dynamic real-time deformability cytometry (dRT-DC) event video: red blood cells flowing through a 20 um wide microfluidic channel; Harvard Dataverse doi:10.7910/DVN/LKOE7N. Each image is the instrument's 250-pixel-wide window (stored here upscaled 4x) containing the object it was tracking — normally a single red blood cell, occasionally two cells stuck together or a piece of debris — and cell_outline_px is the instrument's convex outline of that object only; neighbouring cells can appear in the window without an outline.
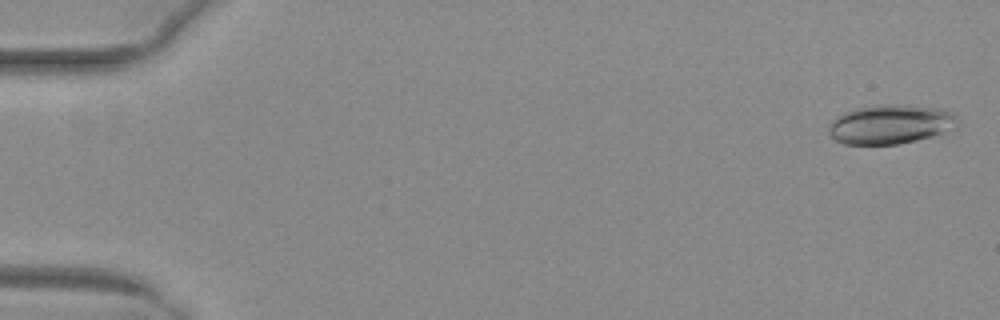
{"species": "common noctule bat (a hibernating species)", "species_latin": "Nyctalus noctula", "temperature_condition": "warm", "stored_images_in_passage": 52, "camera_frame_rate_fps": 3000, "um_per_image_px": 0.085, "animal": {"sex": "female", "body_mass_g": 29.2, "forearm_length_mm": 56.3}, "frame": {"image": 1, "passage_image": 2, "time_ms": 0.333, "image_size_px": [1000, 320], "cell_outline_px": [[960, 124], [956, 128], [932, 136], [916, 140], [896, 144], [844, 144], [836, 140], [828, 132], [828, 128], [840, 116], [856, 108], [884, 104], [908, 104], [944, 108], [956, 116], [960, 120]], "centroid_in_image_um": [75.8, 10.55], "position_along_channel_um": 9.2, "area_um2": 29.48}}
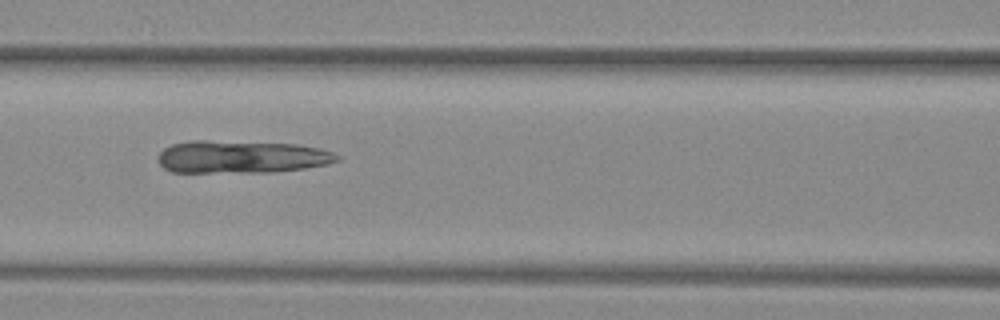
{"frame": {"image": 2, "passage_image": 24, "time_ms": 7.667, "image_size_px": [1000, 320], "cell_outline_px": [[340, 160], [328, 164], [304, 168], [268, 172], [172, 172], [164, 168], [156, 160], [156, 156], [164, 148], [172, 144], [192, 140], [204, 140], [296, 144], [320, 148], [332, 152], [340, 156]], "centroid_in_image_um": [20.49, 13.33], "position_along_channel_um": 146.1, "area_um2": 34.16}}
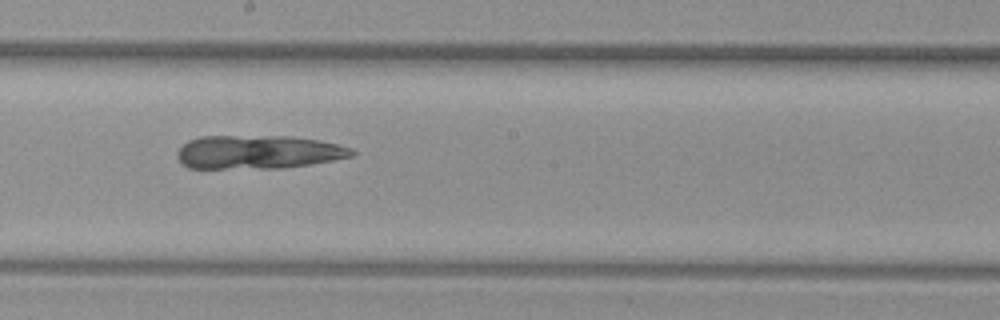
{"frame": {"image": 3, "passage_image": 30, "time_ms": 9.667, "image_size_px": [1000, 320], "cell_outline_px": [[356, 152], [352, 156], [332, 160], [284, 168], [188, 168], [180, 164], [176, 156], [176, 152], [188, 140], [200, 136], [292, 136], [320, 140], [352, 148]], "centroid_in_image_um": [21.9, 12.92], "position_along_channel_um": 226.3, "area_um2": 34.33}}